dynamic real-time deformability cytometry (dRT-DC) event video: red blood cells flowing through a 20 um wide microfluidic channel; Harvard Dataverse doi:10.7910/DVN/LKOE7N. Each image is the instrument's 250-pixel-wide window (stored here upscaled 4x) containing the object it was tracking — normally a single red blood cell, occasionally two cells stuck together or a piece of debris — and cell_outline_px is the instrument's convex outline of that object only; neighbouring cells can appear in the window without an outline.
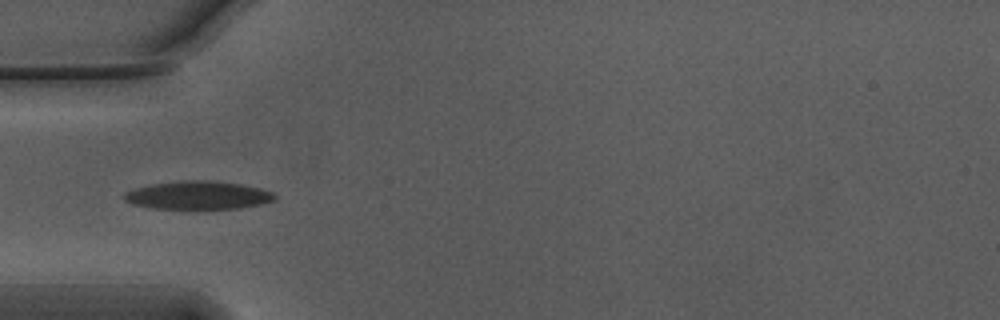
{"species": "Egyptian fruit bat (a non-hibernating species)", "species_latin": "Rousettus aegyptiacus", "temperature_condition": "warm", "stored_images_in_passage": 31, "camera_frame_rate_fps": 3000, "um_per_image_px": 0.085, "animal": {"sex": "male"}, "frame": {"image": 1, "passage_image": 5, "time_ms": 1.333, "image_size_px": [1000, 320], "cell_outline_px": [[276, 200], [260, 204], [240, 208], [196, 212], [148, 208], [132, 204], [124, 200], [124, 192], [132, 188], [152, 184], [184, 180], [212, 180], [240, 184], [260, 188], [272, 192], [276, 196]], "centroid_in_image_um": [16.79, 16.65], "position_along_channel_um": 68.2, "area_um2": 26.07}, "authors_computed_cell_mechanics": {"area_um2": 19.7098, "velocity_mm_per_s": 3.7233, "shape_relaxation_time_tau1_ms": 2.9311, "shape_relaxation_time_tau2_ms": 1.3184, "deformation_change_tau1": 0.1046, "deformation_change_tau2": 0.0555}}